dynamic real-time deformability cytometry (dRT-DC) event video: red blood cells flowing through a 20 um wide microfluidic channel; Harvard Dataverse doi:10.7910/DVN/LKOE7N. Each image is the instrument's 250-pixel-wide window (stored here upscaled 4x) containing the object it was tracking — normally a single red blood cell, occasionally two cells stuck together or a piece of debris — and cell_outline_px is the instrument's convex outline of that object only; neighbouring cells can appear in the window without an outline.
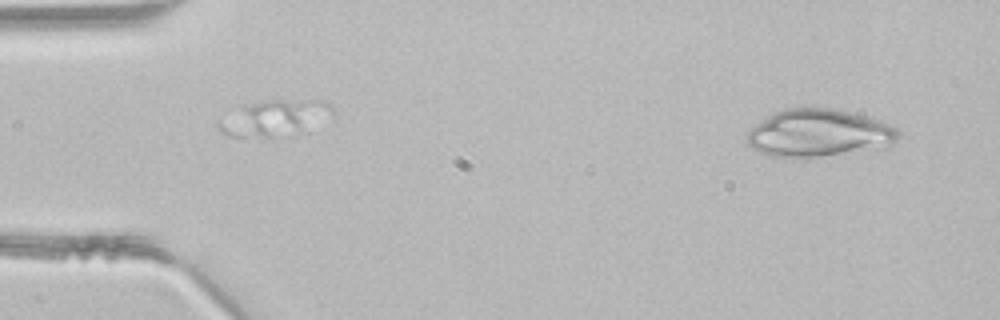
{"species": "common noctule bat (a hibernating species)", "species_latin": "Nyctalus noctula", "temperature_condition": "room temperature", "stored_images_in_passage": 4, "segment_of_instrument_passage": [2, 2], "camera_frame_rate_fps": 3000, "um_per_image_px": 0.085, "animal": {"sex": "male", "body_mass_g": 21.5, "forearm_length_mm": 52.0}, "frame": {"image": 1, "passage_image": 4, "time_ms": 1.0, "image_size_px": [1000, 320], "cell_outline_px": [[900, 136], [888, 148], [820, 156], [772, 156], [760, 152], [752, 148], [744, 140], [748, 132], [756, 124], [768, 116], [784, 108], [804, 104], [832, 108], [872, 116], [892, 124], [900, 132]], "centroid_in_image_um": [69.66, 11.26], "position_along_channel_um": 15.3, "area_um2": 42.89}}